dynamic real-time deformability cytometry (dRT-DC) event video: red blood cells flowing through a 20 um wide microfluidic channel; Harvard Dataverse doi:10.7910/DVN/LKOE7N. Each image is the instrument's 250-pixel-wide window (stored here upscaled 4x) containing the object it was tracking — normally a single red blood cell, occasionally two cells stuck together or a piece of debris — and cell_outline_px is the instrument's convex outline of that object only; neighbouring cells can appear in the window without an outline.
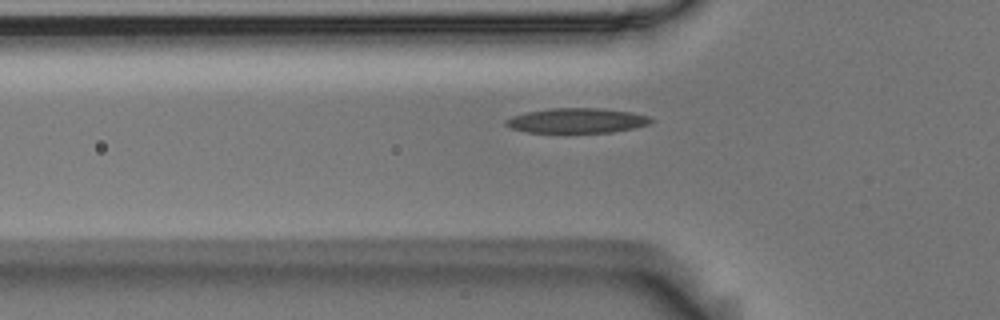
{"species": "Egyptian fruit bat (a non-hibernating species)", "species_latin": "Rousettus aegyptiacus", "temperature_condition": "room temperature", "stored_images_in_passage": 40, "camera_frame_rate_fps": 3000, "um_per_image_px": 0.085, "animal": {"sex": "male"}, "frame": {"image": 1, "passage_image": 7, "time_ms": 2.0, "image_size_px": [1000, 320], "cell_outline_px": [[656, 120], [648, 124], [632, 128], [612, 132], [528, 132], [512, 128], [504, 124], [504, 120], [512, 116], [528, 112], [548, 108], [604, 108], [632, 112], [648, 116]], "centroid_in_image_um": [49.05, 10.24], "position_along_channel_um": 76.7, "area_um2": 20.98}}
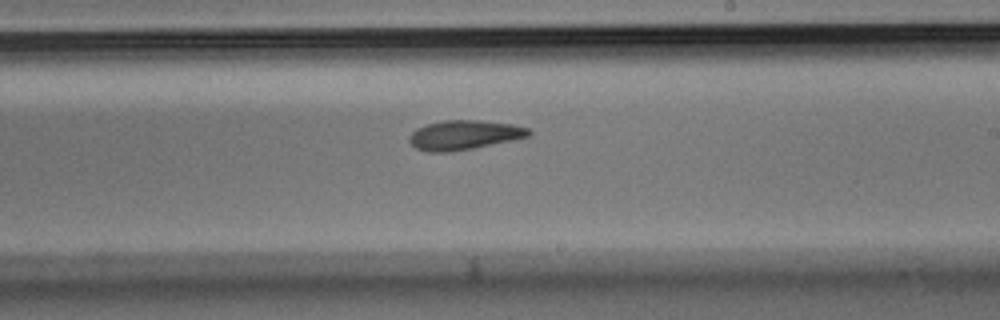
{"frame": {"image": 2, "passage_image": 21, "time_ms": 6.667, "image_size_px": [1000, 320], "cell_outline_px": [[532, 136], [472, 148], [448, 152], [428, 152], [416, 148], [408, 140], [412, 132], [416, 128], [428, 124], [444, 120], [476, 120], [512, 124], [528, 128], [532, 132]], "centroid_in_image_um": [39.46, 11.47], "position_along_channel_um": 249.5, "area_um2": 20.35}}
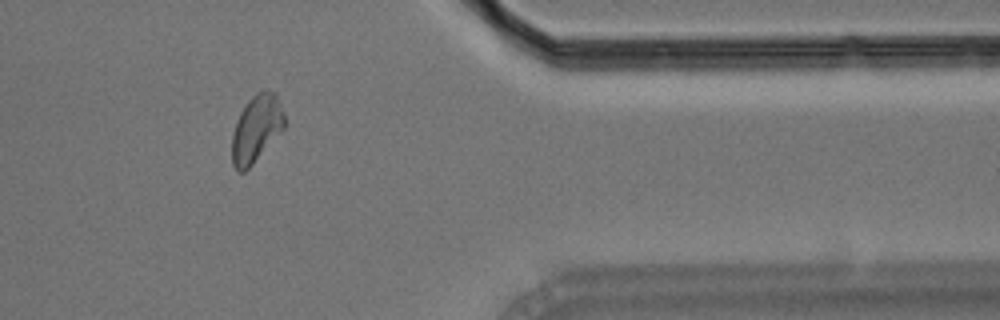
{"frame": {"image": 3, "passage_image": 34, "time_ms": 11.0, "image_size_px": [1000, 320], "cell_outline_px": [[288, 124], [252, 164], [244, 172], [236, 172], [232, 164], [232, 136], [236, 120], [244, 104], [256, 92], [264, 88], [276, 92]], "centroid_in_image_um": [21.8, 10.89], "position_along_channel_um": 389.6, "area_um2": 20.92}}